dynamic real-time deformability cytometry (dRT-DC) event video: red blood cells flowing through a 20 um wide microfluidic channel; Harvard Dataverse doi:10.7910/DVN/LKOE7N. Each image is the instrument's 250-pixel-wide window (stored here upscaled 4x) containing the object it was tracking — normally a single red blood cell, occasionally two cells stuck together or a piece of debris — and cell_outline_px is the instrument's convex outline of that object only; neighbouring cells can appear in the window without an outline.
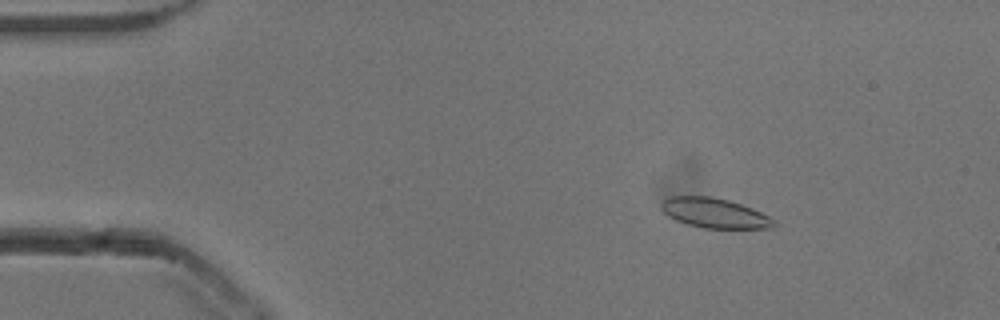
{"species": "common noctule bat (a hibernating species)", "species_latin": "Nyctalus noctula", "temperature_condition": "cold", "stored_images_in_passage": 54, "camera_frame_rate_fps": 3000, "um_per_image_px": 0.085, "animal": {"sex": "male", "body_mass_g": 13.3}, "frame": {"image": 1, "passage_image": 8, "time_ms": 2.333, "image_size_px": [1000, 320], "cell_outline_px": [[776, 224], [772, 228], [704, 228], [688, 224], [676, 220], [668, 216], [660, 208], [660, 204], [668, 196], [712, 196], [728, 200], [752, 208], [776, 220]], "centroid_in_image_um": [60.72, 18.1], "position_along_channel_um": 24.3, "area_um2": 19.54}}
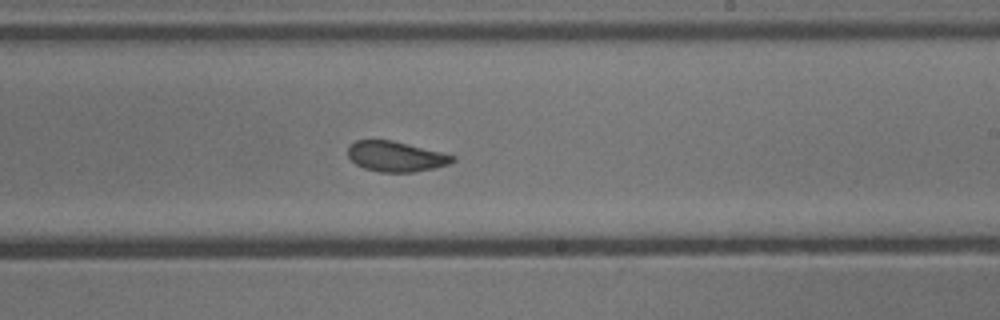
{"frame": {"image": 2, "passage_image": 32, "time_ms": 10.333, "image_size_px": [1000, 320], "cell_outline_px": [[456, 160], [448, 164], [432, 168], [412, 172], [380, 172], [364, 168], [356, 164], [348, 156], [348, 148], [356, 140], [392, 140], [456, 156]], "centroid_in_image_um": [33.64, 13.3], "position_along_channel_um": 255.4, "area_um2": 18.21}}
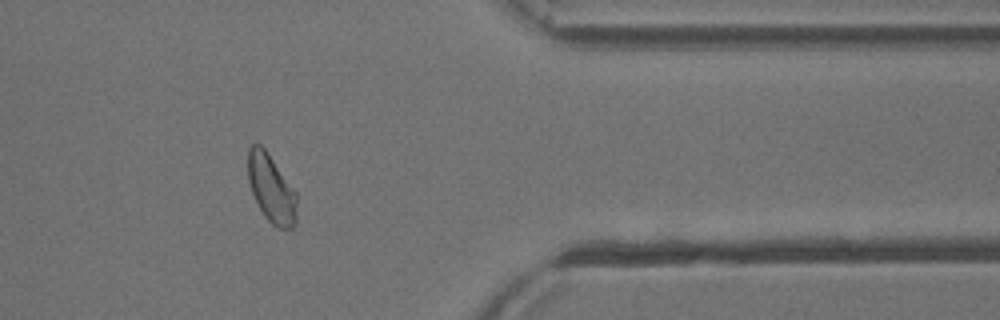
{"frame": {"image": 3, "passage_image": 44, "time_ms": 14.333, "image_size_px": [1000, 320], "cell_outline_px": [[296, 224], [292, 228], [276, 228], [264, 216], [252, 192], [248, 180], [248, 148], [252, 144], [260, 144], [268, 152], [296, 192]], "centroid_in_image_um": [23.06, 16.02], "position_along_channel_um": 388.3, "area_um2": 19.31}, "authors_computed_cell_mechanics": {"area_um2": 19.7387, "velocity_mm_per_s": 3.8193, "shape_relaxation_time_tau1_ms": 4.1072, "shape_relaxation_time_tau2_ms": 1.9418, "deformation_change_tau1": 0.0913, "deformation_change_tau2": 0.0612}}